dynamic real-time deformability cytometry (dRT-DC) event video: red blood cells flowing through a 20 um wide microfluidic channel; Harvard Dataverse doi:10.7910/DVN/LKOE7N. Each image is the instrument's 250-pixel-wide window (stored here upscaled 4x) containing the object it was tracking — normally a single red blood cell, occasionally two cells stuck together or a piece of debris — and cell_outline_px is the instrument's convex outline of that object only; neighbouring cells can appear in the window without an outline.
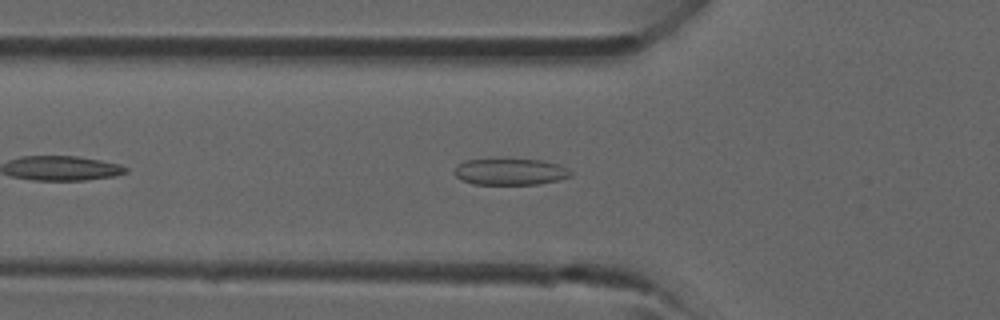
{"species": "common noctule bat (a hibernating species)", "species_latin": "Nyctalus noctula", "temperature_condition": "room temperature", "stored_images_in_passage": 31, "camera_frame_rate_fps": 3000, "um_per_image_px": 0.085, "animal": {"sex": "male", "forearm_length_mm": 52.5}, "frame": {"image": 1, "passage_image": 5, "time_ms": 1.333, "image_size_px": [1000, 320], "cell_outline_px": [[572, 176], [560, 180], [540, 184], [472, 184], [460, 180], [452, 172], [456, 164], [464, 160], [544, 160], [560, 164], [568, 168], [572, 172]], "centroid_in_image_um": [43.37, 14.61], "position_along_channel_um": 82.4, "area_um2": 18.15}}
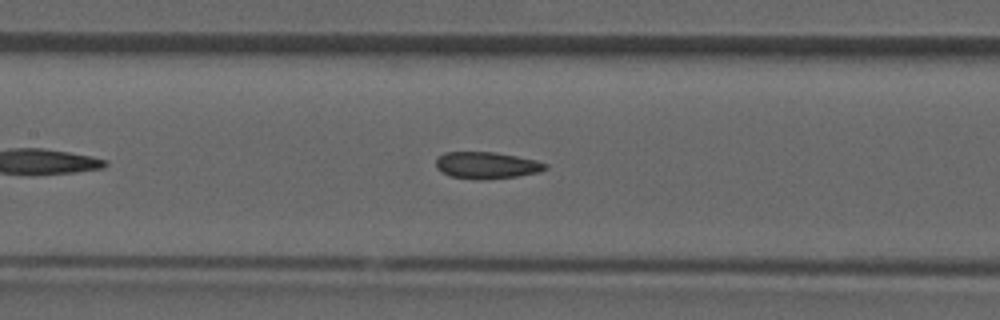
{"frame": {"image": 2, "passage_image": 10, "time_ms": 3.0, "image_size_px": [1000, 320], "cell_outline_px": [[548, 168], [540, 172], [516, 176], [484, 180], [476, 180], [452, 176], [440, 172], [436, 168], [436, 160], [444, 152], [496, 152], [536, 160], [548, 164]], "centroid_in_image_um": [41.37, 14.05], "position_along_channel_um": 166.0, "area_um2": 17.17}}
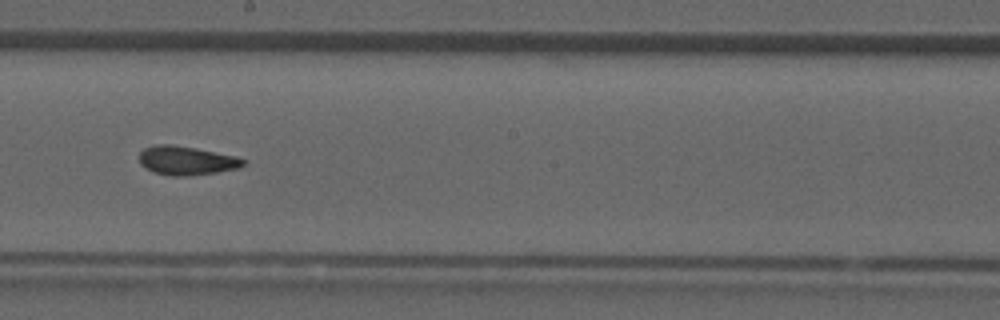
{"frame": {"image": 3, "passage_image": 14, "time_ms": 4.333, "image_size_px": [1000, 320], "cell_outline_px": [[248, 160], [240, 168], [216, 172], [188, 176], [168, 176], [144, 168], [140, 164], [140, 152], [144, 148], [156, 144], [172, 144], [196, 148], [236, 156]], "centroid_in_image_um": [15.86, 13.64], "position_along_channel_um": 232.3, "area_um2": 17.63}}